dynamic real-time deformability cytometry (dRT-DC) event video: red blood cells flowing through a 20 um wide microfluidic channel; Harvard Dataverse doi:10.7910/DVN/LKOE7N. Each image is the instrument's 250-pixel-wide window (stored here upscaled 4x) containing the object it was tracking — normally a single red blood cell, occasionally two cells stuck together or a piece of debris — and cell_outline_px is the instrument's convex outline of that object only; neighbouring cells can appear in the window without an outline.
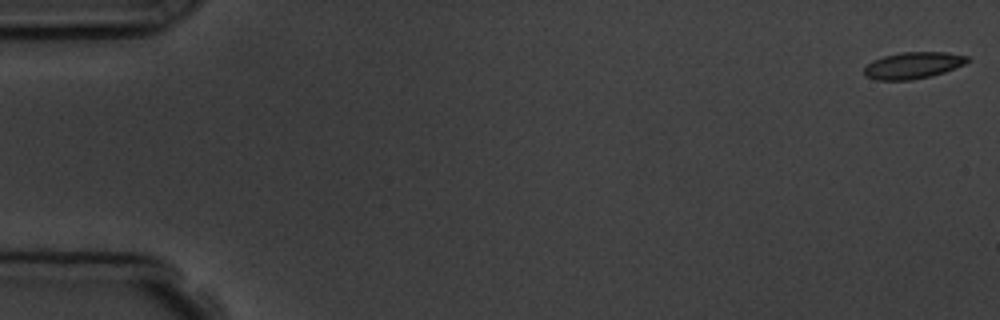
{"species": "common noctule bat (a hibernating species)", "species_latin": "Nyctalus noctula", "temperature_condition": "room temperature", "stored_images_in_passage": 4, "camera_frame_rate_fps": 3000, "um_per_image_px": 0.085, "animal": {"sex": "male", "body_mass_g": 19.5, "forearm_length_mm": 54.6}, "frame": {"image": 1, "passage_image": 1, "time_ms": 0.0, "image_size_px": [1000, 320], "cell_outline_px": [[972, 60], [964, 64], [944, 72], [912, 80], [876, 80], [864, 76], [864, 68], [872, 60], [884, 56], [900, 52], [948, 52], [968, 56]], "centroid_in_image_um": [77.6, 5.55], "position_along_channel_um": 7.4, "area_um2": 16.07}}